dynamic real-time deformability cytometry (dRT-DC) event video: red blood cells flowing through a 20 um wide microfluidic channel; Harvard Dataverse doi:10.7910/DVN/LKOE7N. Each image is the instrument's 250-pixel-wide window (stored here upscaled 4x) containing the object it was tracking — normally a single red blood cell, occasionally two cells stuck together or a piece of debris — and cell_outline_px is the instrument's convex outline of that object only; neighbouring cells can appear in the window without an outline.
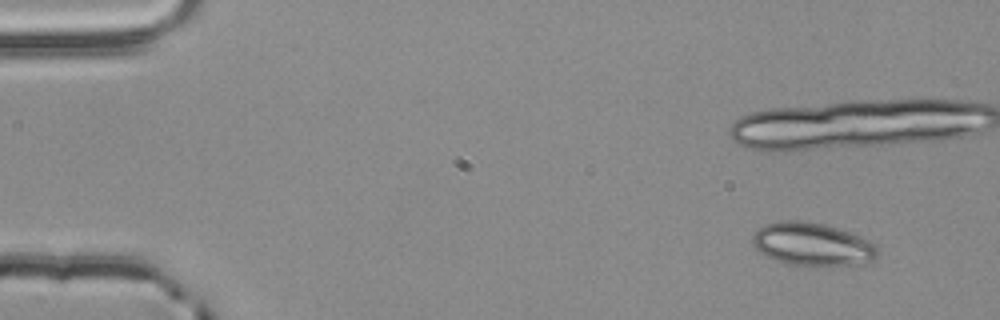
{"species": "common noctule bat (a hibernating species)", "species_latin": "Nyctalus noctula", "temperature_condition": "room temperature", "stored_images_in_passage": 13, "camera_frame_rate_fps": 3000, "um_per_image_px": 0.085, "animal": {"sex": "male", "body_mass_g": 20.4}, "frame": {"image": 1, "passage_image": 1, "time_ms": 0.0, "image_size_px": [1000, 320], "cell_outline_px": [[876, 256], [872, 264], [804, 268], [788, 264], [776, 260], [760, 252], [752, 244], [752, 236], [756, 228], [764, 224], [780, 220], [800, 220], [824, 224], [848, 232], [868, 240], [876, 244]], "centroid_in_image_um": [69.04, 20.8], "position_along_channel_um": 16.0, "area_um2": 32.25}}